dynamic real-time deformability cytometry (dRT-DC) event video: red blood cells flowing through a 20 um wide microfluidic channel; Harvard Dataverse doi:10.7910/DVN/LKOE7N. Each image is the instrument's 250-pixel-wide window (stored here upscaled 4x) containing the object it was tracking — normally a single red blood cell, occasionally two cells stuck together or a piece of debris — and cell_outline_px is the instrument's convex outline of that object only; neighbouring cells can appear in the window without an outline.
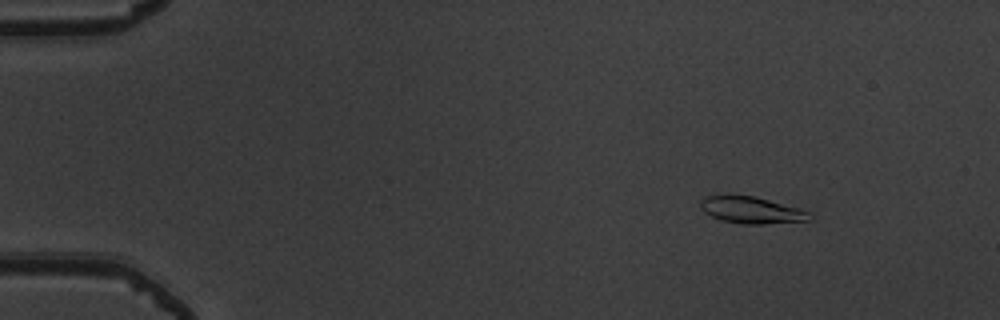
{"species": "common noctule bat (a hibernating species)", "species_latin": "Nyctalus noctula", "temperature_condition": "warm", "stored_images_in_passage": 47, "camera_frame_rate_fps": 3000, "um_per_image_px": 0.085, "animal": {"sex": "male", "body_mass_g": 19.5, "forearm_length_mm": 54.6}, "frame": {"image": 1, "passage_image": 1, "time_ms": 0.0, "image_size_px": [1000, 320], "cell_outline_px": [[812, 220], [764, 224], [744, 224], [720, 220], [704, 212], [700, 208], [700, 200], [704, 196], [756, 196], [800, 208], [812, 212]], "centroid_in_image_um": [63.92, 17.87], "position_along_channel_um": 21.1, "area_um2": 17.11}}
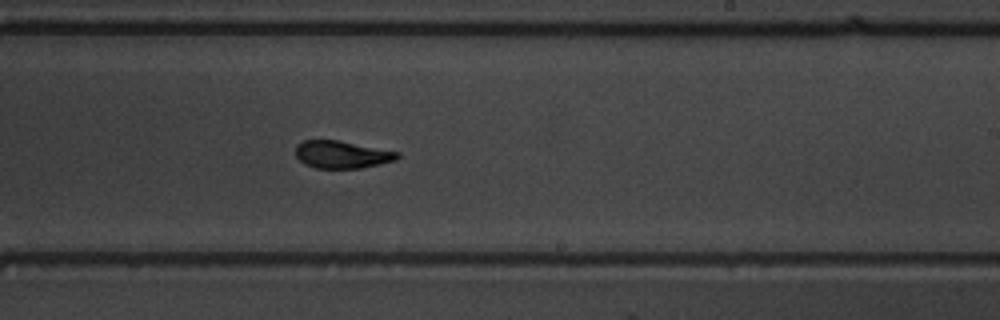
{"frame": {"image": 2, "passage_image": 27, "time_ms": 8.667, "image_size_px": [1000, 320], "cell_outline_px": [[400, 156], [396, 160], [380, 164], [360, 168], [316, 168], [304, 164], [296, 156], [296, 144], [304, 140], [336, 140], [400, 152]], "centroid_in_image_um": [29.06, 13.14], "position_along_channel_um": 259.9, "area_um2": 16.24}}
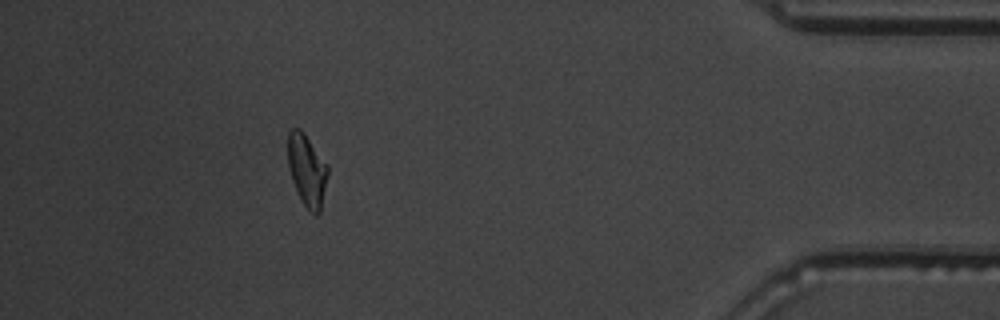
{"frame": {"image": 3, "passage_image": 42, "time_ms": 13.667, "image_size_px": [1000, 320], "cell_outline_px": [[328, 172], [320, 212], [316, 216], [304, 204], [292, 180], [288, 164], [288, 132], [292, 128], [300, 128], [304, 132], [328, 164]], "centroid_in_image_um": [26.1, 14.41], "position_along_channel_um": 409.1, "area_um2": 16.53}, "authors_computed_cell_mechanics": {"area_um2": 16.5308, "velocity_mm_per_s": 3.9273, "shape_relaxation_time_tau1_ms": 4.453, "shape_relaxation_time_tau2_ms": 2.1307, "deformation_change_tau1": 0.2015, "deformation_change_tau2": 0.0883}}